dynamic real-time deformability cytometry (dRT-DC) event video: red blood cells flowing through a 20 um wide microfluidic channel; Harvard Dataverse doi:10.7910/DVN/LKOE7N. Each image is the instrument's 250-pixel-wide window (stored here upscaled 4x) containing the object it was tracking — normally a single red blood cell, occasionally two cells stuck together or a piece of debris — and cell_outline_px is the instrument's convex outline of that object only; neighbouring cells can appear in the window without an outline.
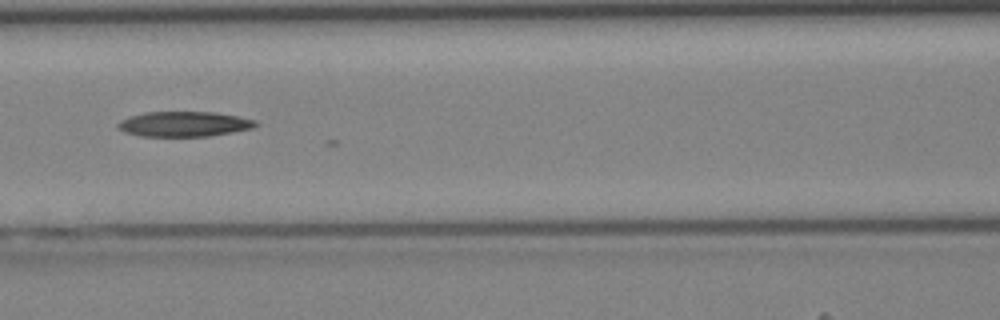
{"species": "Egyptian fruit bat (a non-hibernating species)", "species_latin": "Rousettus aegyptiacus", "temperature_condition": "cold", "stored_images_in_passage": 22, "camera_frame_rate_fps": 3000, "um_per_image_px": 0.085, "animal": {"sex": "female"}, "frame": {"image": 1, "passage_image": 9, "time_ms": 2.667, "image_size_px": [1000, 320], "cell_outline_px": [[260, 124], [252, 128], [232, 132], [208, 136], [140, 136], [124, 132], [116, 128], [116, 124], [120, 120], [128, 116], [144, 112], [216, 112], [256, 120]], "centroid_in_image_um": [15.6, 10.54], "position_along_channel_um": 151.0, "area_um2": 20.29}}
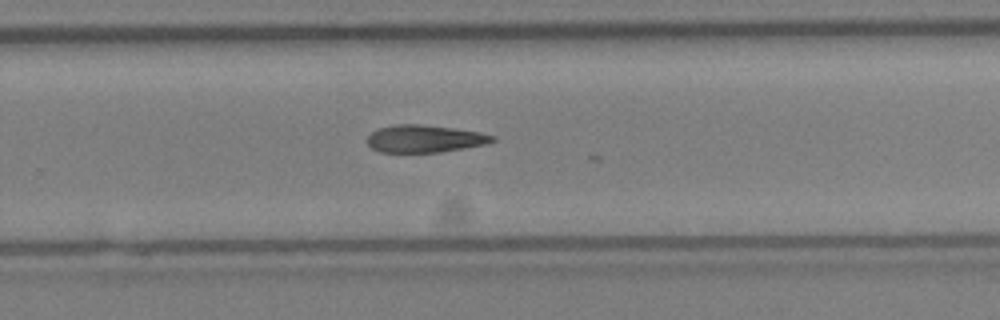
{"frame": {"image": 2, "passage_image": 18, "time_ms": 5.667, "image_size_px": [1000, 320], "cell_outline_px": [[496, 140], [488, 144], [440, 152], [380, 152], [372, 148], [368, 144], [368, 136], [372, 132], [380, 128], [396, 124], [420, 124], [452, 128], [480, 132], [496, 136]], "centroid_in_image_um": [36.13, 11.79], "position_along_channel_um": 293.7, "area_um2": 19.94}}
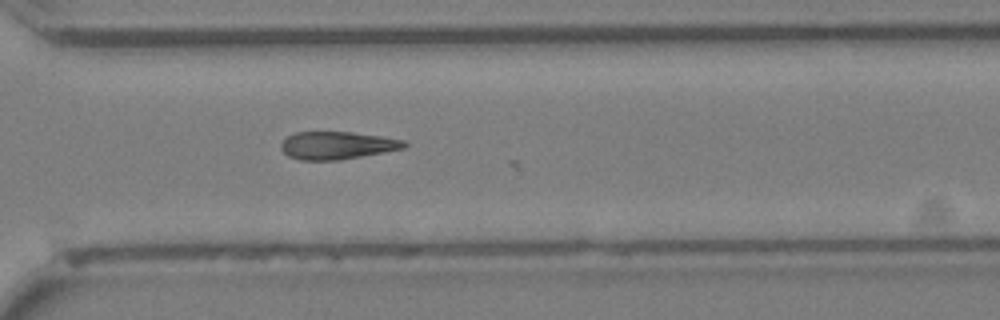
{"frame": {"image": 3, "passage_image": 21, "time_ms": 6.667, "image_size_px": [1000, 320], "cell_outline_px": [[408, 144], [404, 148], [384, 152], [340, 160], [300, 160], [288, 156], [280, 148], [280, 144], [288, 136], [296, 132], [352, 132], [380, 136], [404, 140]], "centroid_in_image_um": [28.64, 12.36], "position_along_channel_um": 342.0, "area_um2": 19.83}}